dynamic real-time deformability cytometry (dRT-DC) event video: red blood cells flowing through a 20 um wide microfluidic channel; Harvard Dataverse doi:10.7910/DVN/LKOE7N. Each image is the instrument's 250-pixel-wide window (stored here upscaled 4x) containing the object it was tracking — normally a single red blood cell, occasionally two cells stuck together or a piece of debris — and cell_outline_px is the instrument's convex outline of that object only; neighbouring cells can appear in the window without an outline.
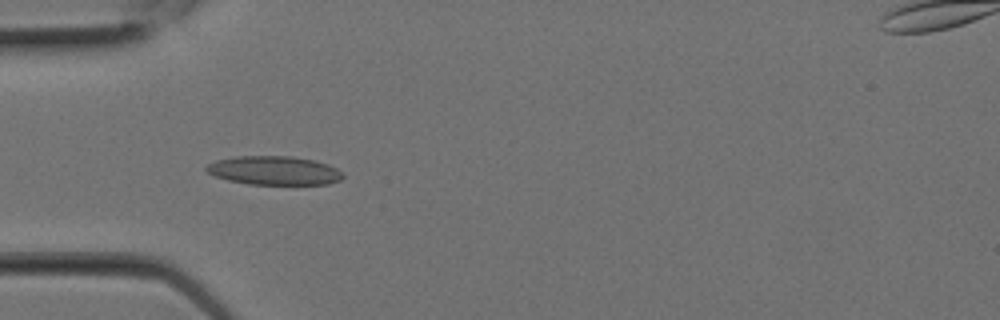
{"species": "Egyptian fruit bat (a non-hibernating species)", "species_latin": "Rousettus aegyptiacus", "temperature_condition": "room temperature", "stored_images_in_passage": 7, "camera_frame_rate_fps": 3000, "um_per_image_px": 0.085, "animal": {"sex": "female"}, "frame": {"image": 1, "passage_image": 6, "time_ms": 1.667, "image_size_px": [1000, 320], "cell_outline_px": [[344, 176], [340, 180], [328, 184], [248, 184], [228, 180], [216, 176], [208, 172], [204, 168], [208, 164], [216, 160], [236, 156], [292, 156], [316, 160], [328, 164], [344, 172]], "centroid_in_image_um": [23.33, 14.49], "position_along_channel_um": 61.7, "area_um2": 23.0}}